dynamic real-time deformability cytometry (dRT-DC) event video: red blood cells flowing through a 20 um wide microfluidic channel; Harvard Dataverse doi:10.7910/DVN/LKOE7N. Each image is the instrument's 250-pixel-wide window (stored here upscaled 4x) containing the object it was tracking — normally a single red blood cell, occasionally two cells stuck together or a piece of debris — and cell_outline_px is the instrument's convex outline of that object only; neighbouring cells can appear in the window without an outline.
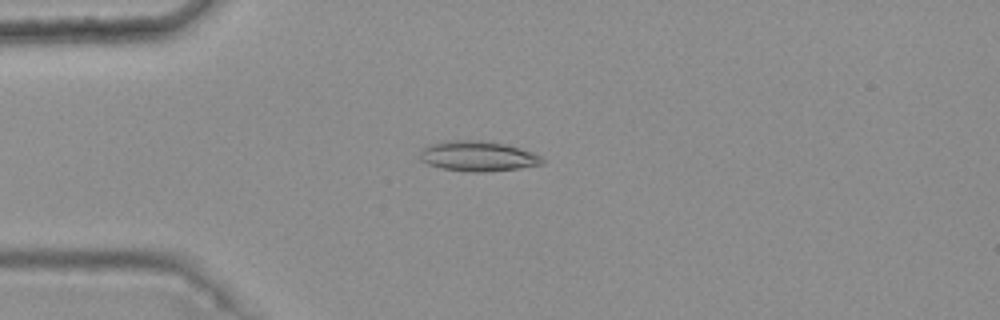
{"species": "common noctule bat (a hibernating species)", "species_latin": "Nyctalus noctula", "temperature_condition": "warm", "stored_images_in_passage": 3, "camera_frame_rate_fps": 3000, "um_per_image_px": 0.085, "animal": {"sex": "female", "body_mass_g": 25.1}, "frame": {"image": 1, "passage_image": 3, "time_ms": 0.667, "image_size_px": [1000, 320], "cell_outline_px": [[544, 164], [520, 168], [484, 172], [472, 172], [440, 168], [428, 164], [420, 160], [420, 152], [424, 148], [432, 144], [448, 140], [480, 140], [504, 144], [520, 148], [532, 152], [540, 156], [544, 160]], "centroid_in_image_um": [40.63, 13.28], "position_along_channel_um": 44.4, "area_um2": 21.44}}